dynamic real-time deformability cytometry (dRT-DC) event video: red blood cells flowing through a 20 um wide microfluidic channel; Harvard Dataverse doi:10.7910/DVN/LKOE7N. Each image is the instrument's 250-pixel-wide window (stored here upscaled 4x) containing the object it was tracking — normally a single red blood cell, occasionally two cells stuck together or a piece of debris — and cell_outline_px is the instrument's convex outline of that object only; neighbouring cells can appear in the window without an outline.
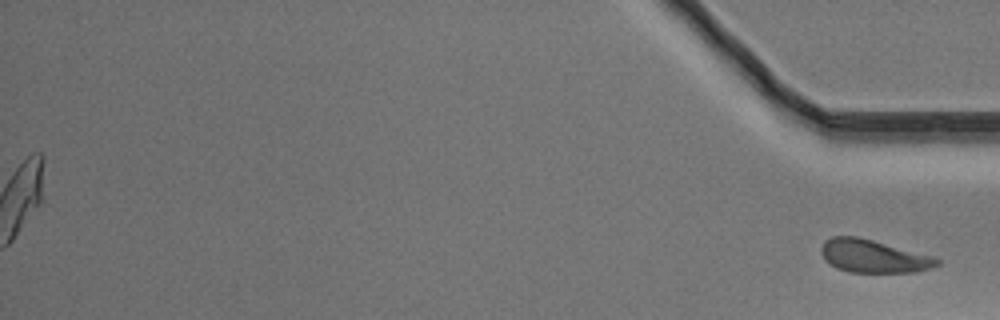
{"species": "Egyptian fruit bat (a non-hibernating species)", "species_latin": "Rousettus aegyptiacus", "temperature_condition": "warm", "stored_images_in_passage": 52, "segment_of_instrument_passage": [2, 2], "camera_frame_rate_fps": 3000, "um_per_image_px": 0.085, "animal": {"sex": "male"}, "frame": {"image": 1, "passage_image": 52, "time_ms": 17.0, "image_size_px": [1000, 320], "cell_outline_px": [[940, 264], [932, 268], [916, 272], [848, 272], [836, 268], [828, 264], [824, 260], [820, 252], [820, 248], [824, 240], [832, 236], [860, 236], [936, 256], [940, 260]], "centroid_in_image_um": [74.24, 21.76], "position_along_channel_um": 361.0, "area_um2": 22.89}}